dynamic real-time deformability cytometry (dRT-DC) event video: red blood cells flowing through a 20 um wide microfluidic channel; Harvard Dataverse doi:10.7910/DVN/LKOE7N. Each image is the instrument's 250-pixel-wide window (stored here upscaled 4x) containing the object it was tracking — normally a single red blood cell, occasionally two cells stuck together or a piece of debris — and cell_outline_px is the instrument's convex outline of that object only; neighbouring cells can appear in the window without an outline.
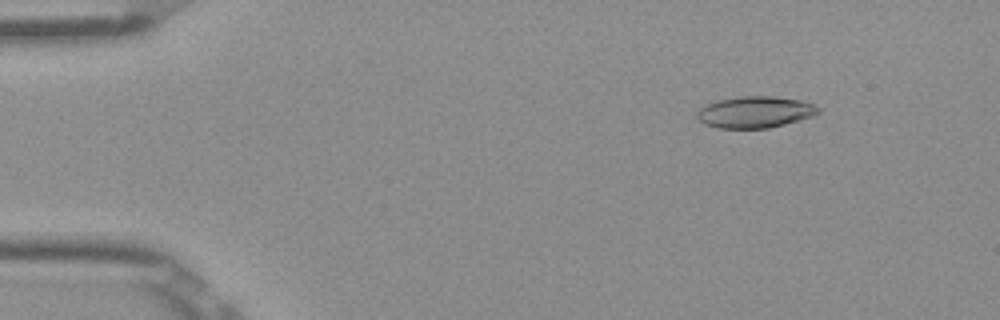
{"species": "Egyptian fruit bat (a non-hibernating species)", "species_latin": "Rousettus aegyptiacus", "temperature_condition": "room temperature", "stored_images_in_passage": 52, "camera_frame_rate_fps": 3000, "um_per_image_px": 0.085, "frame": {"image": 1, "passage_image": 7, "time_ms": 2.0, "image_size_px": [1000, 320], "cell_outline_px": [[820, 112], [812, 116], [784, 124], [768, 128], [716, 128], [704, 124], [696, 116], [696, 112], [700, 108], [716, 100], [740, 96], [772, 96], [804, 100], [820, 108]], "centroid_in_image_um": [64.17, 9.52], "position_along_channel_um": 20.8, "area_um2": 22.31}}
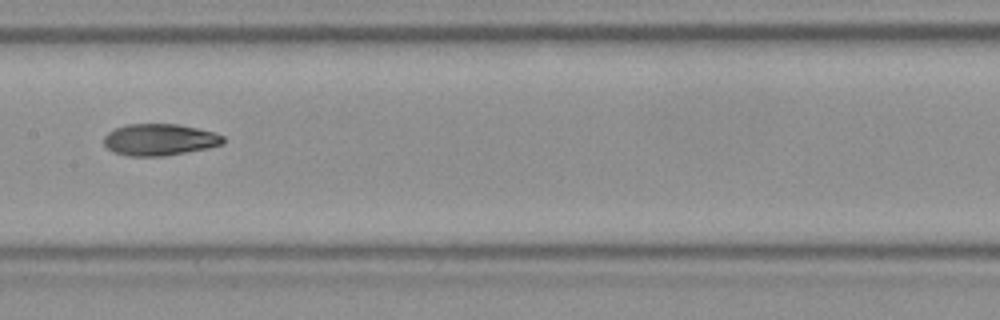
{"frame": {"image": 2, "passage_image": 27, "time_ms": 8.667, "image_size_px": [1000, 320], "cell_outline_px": [[224, 144], [208, 148], [164, 156], [128, 156], [112, 152], [104, 144], [104, 136], [108, 132], [116, 128], [128, 124], [176, 124], [196, 128], [212, 132], [224, 136]], "centroid_in_image_um": [13.55, 11.88], "position_along_channel_um": 193.9, "area_um2": 21.96}}
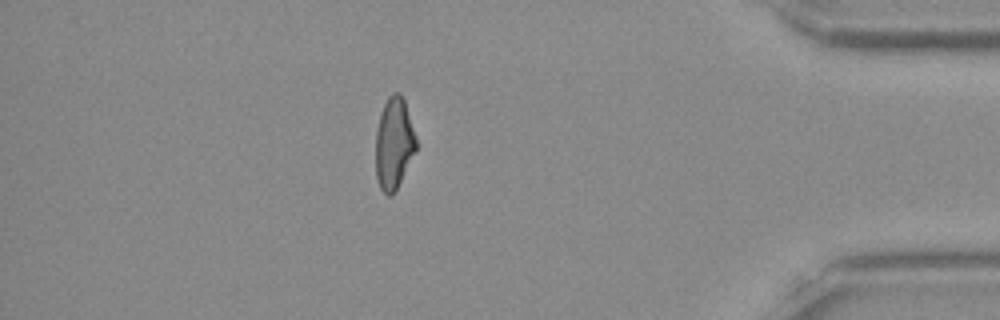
{"frame": {"image": 3, "passage_image": 46, "time_ms": 15.0, "image_size_px": [1000, 320], "cell_outline_px": [[416, 152], [392, 196], [388, 196], [380, 188], [376, 176], [376, 132], [380, 112], [388, 96], [392, 92], [400, 92], [404, 100], [416, 136]], "centroid_in_image_um": [33.48, 12.17], "position_along_channel_um": 401.7, "area_um2": 21.62}, "authors_computed_cell_mechanics": {"area_um2": 22.3108, "velocity_mm_per_s": 3.9126, "shape_relaxation_time_tau1_ms": null, "shape_relaxation_time_tau2_ms": 5.4524, "deformation_change_tau1": null, "deformation_change_tau2": 0.1322}}